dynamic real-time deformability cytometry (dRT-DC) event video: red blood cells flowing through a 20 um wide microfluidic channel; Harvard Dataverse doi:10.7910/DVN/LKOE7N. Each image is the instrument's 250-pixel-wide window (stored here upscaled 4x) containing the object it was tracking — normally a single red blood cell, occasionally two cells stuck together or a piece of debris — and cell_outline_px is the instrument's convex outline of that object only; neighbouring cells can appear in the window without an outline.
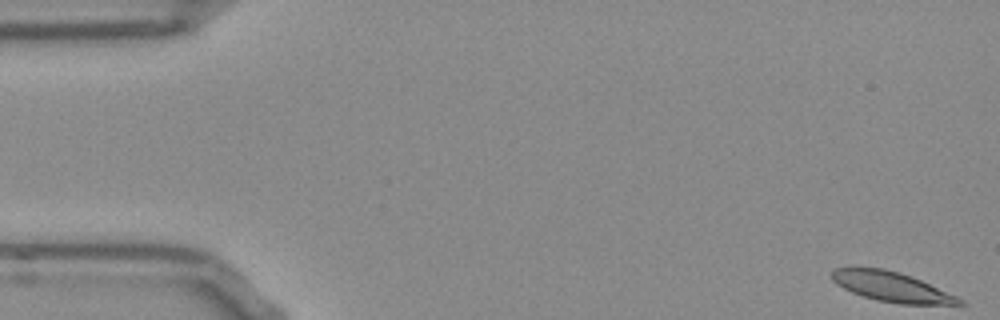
{"species": "Egyptian fruit bat (a non-hibernating species)", "species_latin": "Rousettus aegyptiacus", "temperature_condition": "room temperature", "stored_images_in_passage": 53, "camera_frame_rate_fps": 3000, "um_per_image_px": 0.085, "frame": {"image": 1, "passage_image": 1, "time_ms": 0.0, "image_size_px": [1000, 320], "cell_outline_px": [[964, 304], [900, 304], [876, 300], [852, 292], [836, 284], [832, 280], [832, 272], [836, 268], [848, 264], [884, 268], [900, 272], [920, 280], [956, 296], [964, 300]], "centroid_in_image_um": [75.68, 24.32], "position_along_channel_um": 9.3, "area_um2": 22.43}}
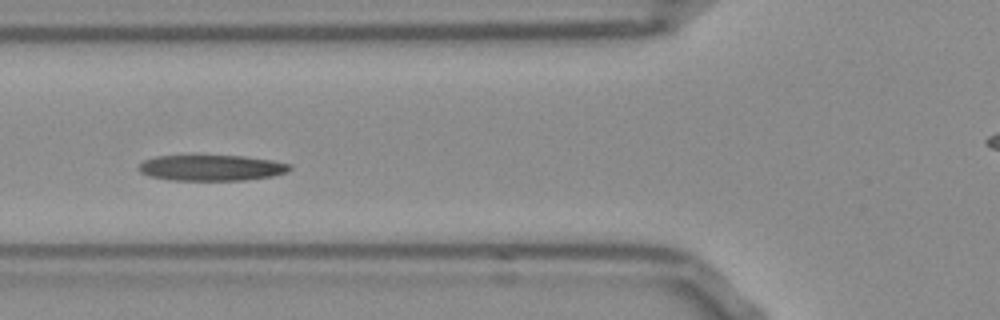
{"frame": {"image": 2, "passage_image": 19, "time_ms": 6.0, "image_size_px": [1000, 320], "cell_outline_px": [[292, 168], [288, 172], [272, 176], [244, 180], [168, 180], [148, 176], [140, 172], [136, 168], [144, 160], [156, 156], [244, 156], [272, 160], [292, 164]], "centroid_in_image_um": [17.97, 14.27], "position_along_channel_um": 107.8, "area_um2": 22.83}}
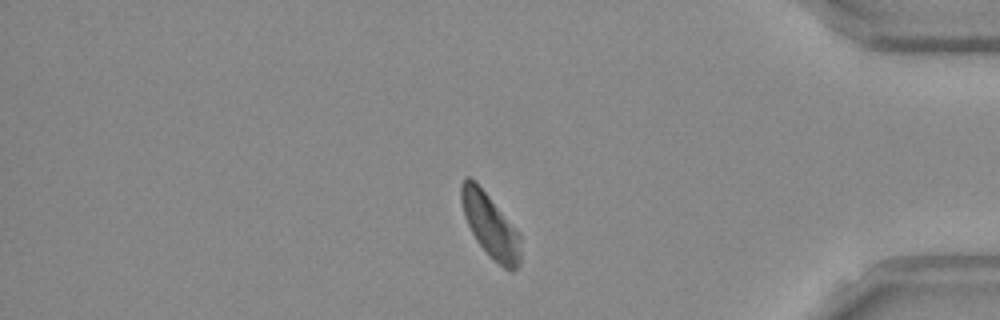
{"frame": {"image": 3, "passage_image": 44, "time_ms": 14.333, "image_size_px": [1000, 320], "cell_outline_px": [[520, 264], [512, 272], [504, 268], [476, 240], [464, 216], [460, 200], [460, 184], [464, 176], [468, 176], [488, 196], [520, 236]], "centroid_in_image_um": [41.64, 19.16], "position_along_channel_um": 393.6, "area_um2": 21.15}, "authors_computed_cell_mechanics": {"area_um2": 22.831, "velocity_mm_per_s": 3.8123, "shape_relaxation_time_tau1_ms": 7.6729, "shape_relaxation_time_tau2_ms": 1.592, "deformation_change_tau1": 0.1867, "deformation_change_tau2": 0.0802}}